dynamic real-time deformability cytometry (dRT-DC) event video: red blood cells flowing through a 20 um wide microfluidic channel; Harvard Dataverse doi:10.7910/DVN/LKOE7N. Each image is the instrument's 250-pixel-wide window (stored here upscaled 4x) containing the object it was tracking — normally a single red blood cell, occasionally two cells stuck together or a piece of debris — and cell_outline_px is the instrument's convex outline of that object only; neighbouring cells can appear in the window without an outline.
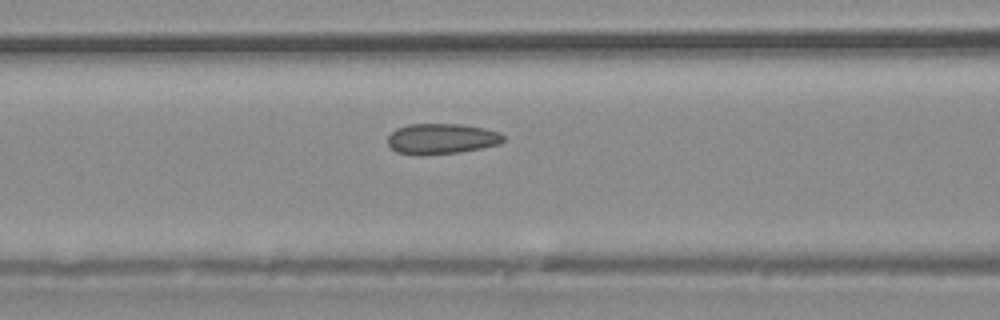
{"species": "common noctule bat (a hibernating species)", "species_latin": "Nyctalus noctula", "temperature_condition": "warm", "stored_images_in_passage": 26, "camera_frame_rate_fps": 3000, "um_per_image_px": 0.085, "animal": {"sex": "male", "body_mass_g": 20.4}, "frame": {"image": 1, "passage_image": 5, "time_ms": 1.333, "image_size_px": [1000, 320], "cell_outline_px": [[504, 140], [500, 144], [460, 152], [420, 156], [396, 152], [388, 144], [388, 136], [396, 128], [408, 124], [460, 124], [484, 128], [500, 132], [504, 136]], "centroid_in_image_um": [37.52, 11.8], "position_along_channel_um": 129.1, "area_um2": 20.75}}